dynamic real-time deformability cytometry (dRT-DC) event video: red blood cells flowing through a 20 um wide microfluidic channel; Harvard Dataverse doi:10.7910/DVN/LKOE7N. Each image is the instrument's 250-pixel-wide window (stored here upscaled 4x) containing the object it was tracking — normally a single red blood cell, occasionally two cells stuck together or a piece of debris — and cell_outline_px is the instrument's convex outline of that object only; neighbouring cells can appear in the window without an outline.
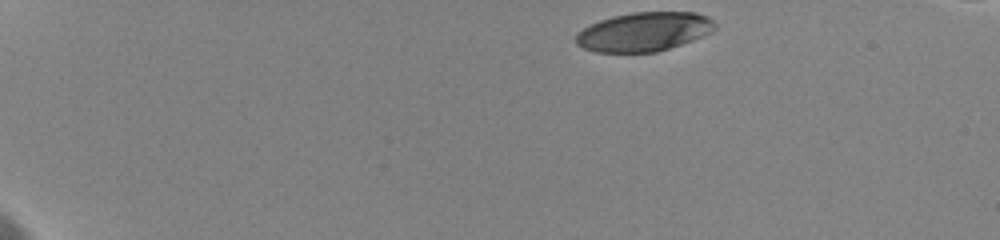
{"species": "human", "species_latin": "Homo sapiens", "temperature_condition": "cold", "stored_images_in_passage": 26, "camera_frame_rate_fps": 3000, "um_per_image_px": 0.085, "donor": {"sex": "female"}, "frame": {"image": 1, "passage_image": 1, "time_ms": 0.0, "image_size_px": [1000, 240], "cell_outline_px": [[716, 28], [692, 40], [656, 52], [596, 52], [584, 48], [576, 44], [576, 32], [600, 20], [612, 16], [632, 12], [696, 12], [708, 16], [716, 24]], "centroid_in_image_um": [54.71, 2.69], "position_along_channel_um": 30.3, "area_um2": 31.39}}